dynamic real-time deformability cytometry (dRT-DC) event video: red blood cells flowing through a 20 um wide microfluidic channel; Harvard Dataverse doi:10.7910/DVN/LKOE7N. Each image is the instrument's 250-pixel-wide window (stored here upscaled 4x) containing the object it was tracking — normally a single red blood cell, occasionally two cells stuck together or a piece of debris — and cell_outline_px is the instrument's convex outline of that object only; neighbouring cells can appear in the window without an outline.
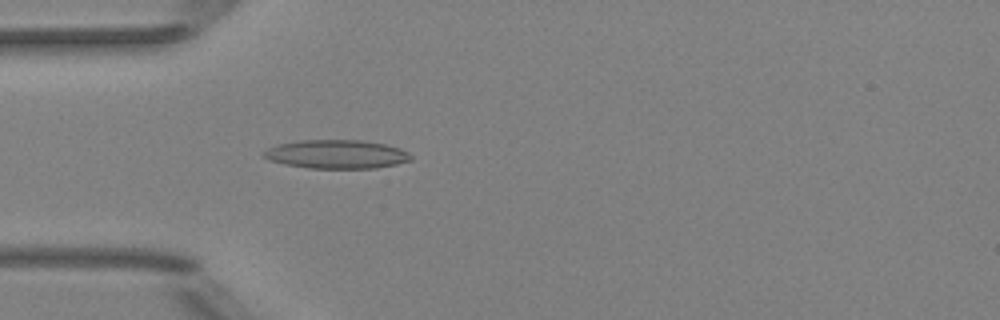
{"species": "Egyptian fruit bat (a non-hibernating species)", "species_latin": "Rousettus aegyptiacus", "temperature_condition": "room temperature", "stored_images_in_passage": 2, "camera_frame_rate_fps": 3000, "um_per_image_px": 0.085, "animal": {"sex": "female"}, "frame": {"image": 1, "passage_image": 2, "time_ms": 1.0, "image_size_px": [1000, 320], "cell_outline_px": [[412, 160], [396, 164], [376, 168], [308, 168], [284, 164], [268, 160], [264, 156], [264, 152], [268, 148], [280, 144], [300, 140], [364, 140], [384, 144], [400, 148], [408, 152], [412, 156]], "centroid_in_image_um": [28.63, 13.11], "position_along_channel_um": 56.4, "area_um2": 24.57}}